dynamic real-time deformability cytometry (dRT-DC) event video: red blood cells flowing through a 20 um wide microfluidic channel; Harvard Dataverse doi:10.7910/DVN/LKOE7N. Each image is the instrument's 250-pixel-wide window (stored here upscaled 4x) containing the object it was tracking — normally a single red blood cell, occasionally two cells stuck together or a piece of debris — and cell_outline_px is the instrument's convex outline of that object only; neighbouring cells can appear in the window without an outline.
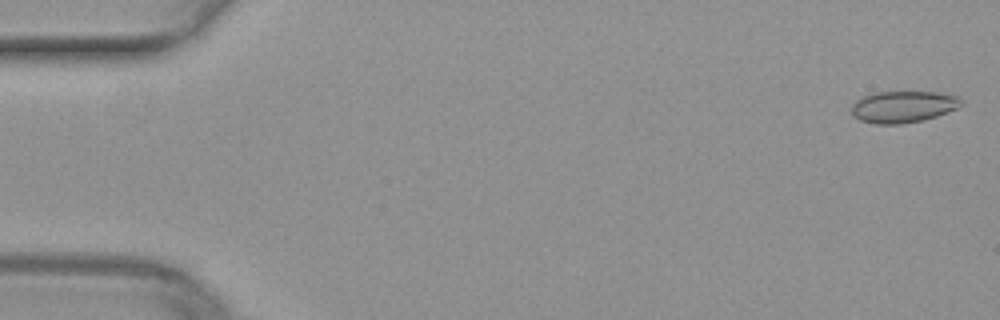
{"species": "common noctule bat (a hibernating species)", "species_latin": "Nyctalus noctula", "temperature_condition": "warm", "stored_images_in_passage": 50, "camera_frame_rate_fps": 3000, "um_per_image_px": 0.085, "animal": {"sex": "female", "body_mass_g": 29.2, "forearm_length_mm": 56.3}, "frame": {"image": 1, "passage_image": 1, "time_ms": 0.0, "image_size_px": [1000, 320], "cell_outline_px": [[964, 104], [948, 112], [924, 120], [904, 124], [876, 124], [860, 120], [852, 116], [852, 104], [856, 100], [872, 92], [936, 92], [960, 96]], "centroid_in_image_um": [76.78, 9.07], "position_along_channel_um": 8.2, "area_um2": 20.46}}
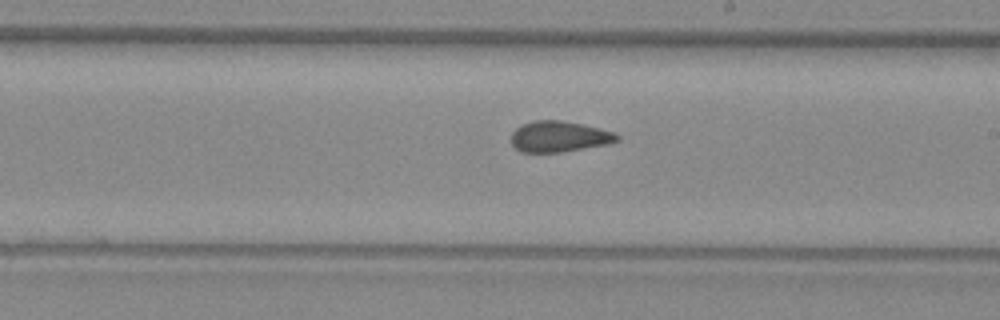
{"frame": {"image": 2, "passage_image": 29, "time_ms": 9.333, "image_size_px": [1000, 320], "cell_outline_px": [[620, 140], [608, 144], [560, 152], [520, 152], [512, 144], [512, 132], [516, 128], [524, 124], [536, 120], [560, 120], [600, 128], [616, 132], [620, 136]], "centroid_in_image_um": [47.56, 11.61], "position_along_channel_um": 241.4, "area_um2": 18.96}}
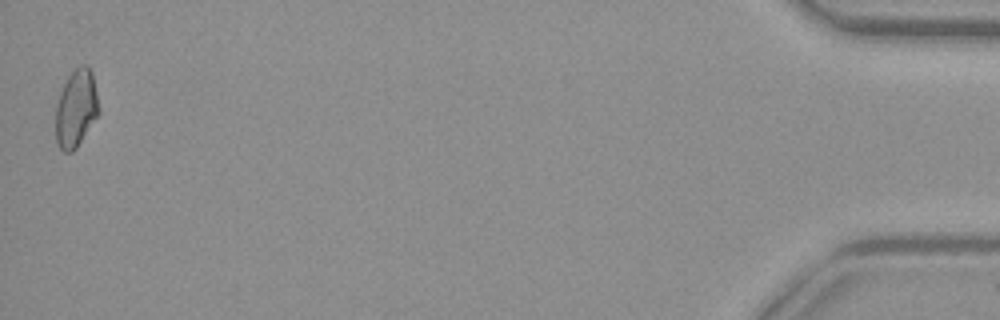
{"frame": {"image": 3, "passage_image": 50, "time_ms": 16.333, "image_size_px": [1000, 320], "cell_outline_px": [[100, 112], [76, 148], [72, 152], [64, 152], [56, 144], [56, 104], [60, 92], [68, 76], [80, 64], [88, 64], [92, 72]], "centroid_in_image_um": [6.46, 9.21], "position_along_channel_um": 428.7, "area_um2": 19.48}}